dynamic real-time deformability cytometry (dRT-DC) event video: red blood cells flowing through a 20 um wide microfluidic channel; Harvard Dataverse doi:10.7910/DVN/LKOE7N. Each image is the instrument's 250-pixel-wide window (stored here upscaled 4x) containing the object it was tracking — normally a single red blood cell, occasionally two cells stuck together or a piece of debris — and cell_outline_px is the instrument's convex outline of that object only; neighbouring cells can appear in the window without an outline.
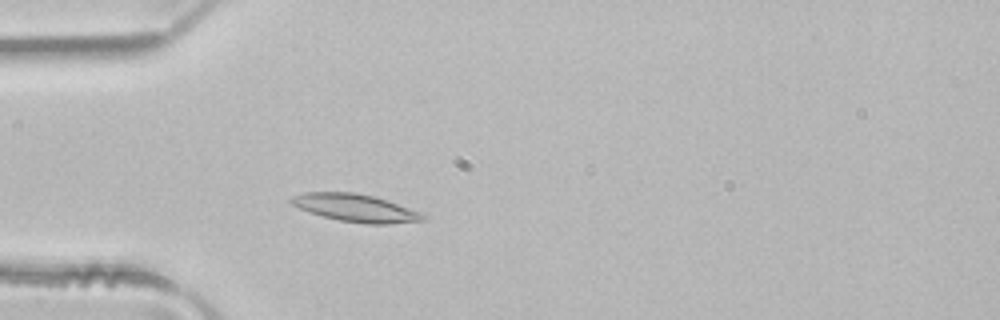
{"species": "common noctule bat (a hibernating species)", "species_latin": "Nyctalus noctula", "temperature_condition": "room temperature", "stored_images_in_passage": 3, "camera_frame_rate_fps": 3000, "um_per_image_px": 0.085, "animal": {"sex": "male", "body_mass_g": 21.5, "forearm_length_mm": 52.0}, "frame": {"image": 1, "passage_image": 3, "time_ms": 0.667, "image_size_px": [1000, 320], "cell_outline_px": [[424, 220], [388, 224], [364, 224], [340, 220], [308, 212], [296, 208], [288, 200], [292, 196], [304, 192], [356, 192], [372, 196], [420, 212], [424, 216]], "centroid_in_image_um": [30.13, 17.67], "position_along_channel_um": 54.9, "area_um2": 20.98}}